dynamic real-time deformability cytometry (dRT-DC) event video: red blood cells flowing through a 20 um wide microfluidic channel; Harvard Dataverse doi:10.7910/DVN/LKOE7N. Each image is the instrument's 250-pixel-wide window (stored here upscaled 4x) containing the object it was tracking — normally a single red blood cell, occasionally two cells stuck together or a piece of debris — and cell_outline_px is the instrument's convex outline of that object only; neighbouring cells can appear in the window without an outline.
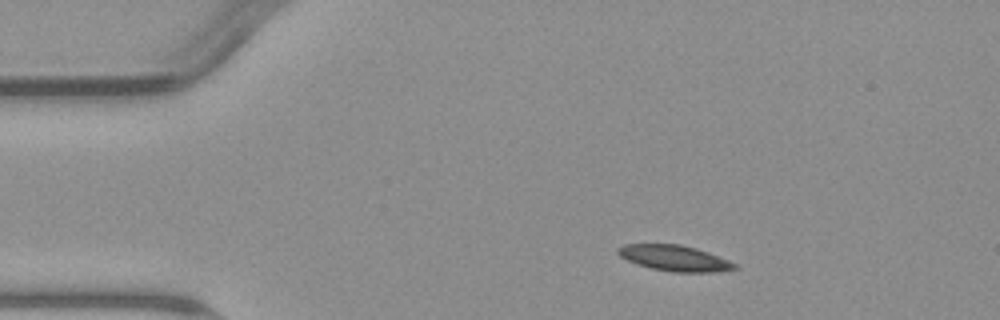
{"species": "common noctule bat (a hibernating species)", "species_latin": "Nyctalus noctula", "temperature_condition": "warm", "stored_images_in_passage": 2, "camera_frame_rate_fps": 3000, "um_per_image_px": 0.085, "animal": {"sex": "male", "body_mass_g": 23.1, "forearm_length_mm": 52.7}, "frame": {"image": 1, "passage_image": 1, "time_ms": 0.0, "image_size_px": [1000, 320], "cell_outline_px": [[740, 268], [716, 272], [672, 272], [652, 268], [628, 260], [620, 256], [616, 252], [616, 248], [624, 244], [680, 244], [696, 248], [708, 252], [728, 260], [736, 264]], "centroid_in_image_um": [57.35, 21.93], "position_along_channel_um": 27.6, "area_um2": 17.46}}
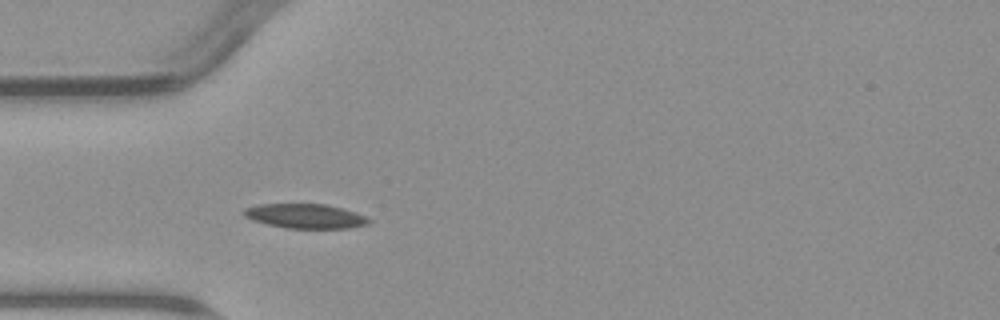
{"frame": {"image": 2, "passage_image": 2, "time_ms": 2.333, "image_size_px": [1000, 320], "cell_outline_px": [[372, 220], [368, 224], [352, 228], [288, 228], [268, 224], [252, 220], [244, 216], [240, 212], [244, 208], [260, 204], [324, 204], [340, 208], [364, 216]], "centroid_in_image_um": [25.9, 18.37], "position_along_channel_um": 59.1, "area_um2": 17.69}}